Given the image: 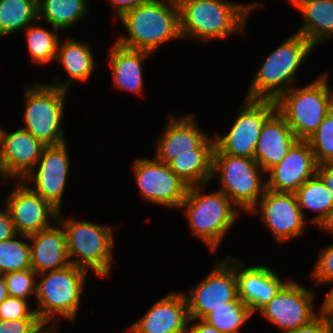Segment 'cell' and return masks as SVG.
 Returning a JSON list of instances; mask_svg holds the SVG:
<instances>
[{"label": "cell", "mask_w": 333, "mask_h": 333, "mask_svg": "<svg viewBox=\"0 0 333 333\" xmlns=\"http://www.w3.org/2000/svg\"><path fill=\"white\" fill-rule=\"evenodd\" d=\"M260 4L234 3L229 0H193L180 12L182 38L210 41L225 39L233 33H242L252 11Z\"/></svg>", "instance_id": "obj_1"}, {"label": "cell", "mask_w": 333, "mask_h": 333, "mask_svg": "<svg viewBox=\"0 0 333 333\" xmlns=\"http://www.w3.org/2000/svg\"><path fill=\"white\" fill-rule=\"evenodd\" d=\"M314 48L303 35L291 34L259 65L245 98L276 101L294 86L300 67Z\"/></svg>", "instance_id": "obj_2"}, {"label": "cell", "mask_w": 333, "mask_h": 333, "mask_svg": "<svg viewBox=\"0 0 333 333\" xmlns=\"http://www.w3.org/2000/svg\"><path fill=\"white\" fill-rule=\"evenodd\" d=\"M117 20L128 36H119L115 42L126 48L153 53L165 42L182 38L179 9L163 0L141 4Z\"/></svg>", "instance_id": "obj_3"}, {"label": "cell", "mask_w": 333, "mask_h": 333, "mask_svg": "<svg viewBox=\"0 0 333 333\" xmlns=\"http://www.w3.org/2000/svg\"><path fill=\"white\" fill-rule=\"evenodd\" d=\"M205 187L206 184L189 187L180 209L187 217L192 234L213 253L237 221L240 210L222 191L204 194Z\"/></svg>", "instance_id": "obj_4"}, {"label": "cell", "mask_w": 333, "mask_h": 333, "mask_svg": "<svg viewBox=\"0 0 333 333\" xmlns=\"http://www.w3.org/2000/svg\"><path fill=\"white\" fill-rule=\"evenodd\" d=\"M89 271L71 264L37 274L35 312L43 323L60 319L74 322Z\"/></svg>", "instance_id": "obj_5"}, {"label": "cell", "mask_w": 333, "mask_h": 333, "mask_svg": "<svg viewBox=\"0 0 333 333\" xmlns=\"http://www.w3.org/2000/svg\"><path fill=\"white\" fill-rule=\"evenodd\" d=\"M327 78L324 73L306 86L294 85L275 101L277 111L298 140L307 141L333 109V90Z\"/></svg>", "instance_id": "obj_6"}, {"label": "cell", "mask_w": 333, "mask_h": 333, "mask_svg": "<svg viewBox=\"0 0 333 333\" xmlns=\"http://www.w3.org/2000/svg\"><path fill=\"white\" fill-rule=\"evenodd\" d=\"M61 212L58 213L57 222L64 230L71 263L86 271L90 269L99 277H109L115 243L113 227L70 218L64 219Z\"/></svg>", "instance_id": "obj_7"}, {"label": "cell", "mask_w": 333, "mask_h": 333, "mask_svg": "<svg viewBox=\"0 0 333 333\" xmlns=\"http://www.w3.org/2000/svg\"><path fill=\"white\" fill-rule=\"evenodd\" d=\"M219 174V191L225 193L240 210L248 213L266 190L265 173L255 159L222 153L216 146L213 151L212 178Z\"/></svg>", "instance_id": "obj_8"}, {"label": "cell", "mask_w": 333, "mask_h": 333, "mask_svg": "<svg viewBox=\"0 0 333 333\" xmlns=\"http://www.w3.org/2000/svg\"><path fill=\"white\" fill-rule=\"evenodd\" d=\"M22 128L45 146L66 141L62 125L67 90L51 84L25 85Z\"/></svg>", "instance_id": "obj_9"}, {"label": "cell", "mask_w": 333, "mask_h": 333, "mask_svg": "<svg viewBox=\"0 0 333 333\" xmlns=\"http://www.w3.org/2000/svg\"><path fill=\"white\" fill-rule=\"evenodd\" d=\"M276 110L274 100L245 98L230 130L214 136L215 146L222 153L254 159L262 127Z\"/></svg>", "instance_id": "obj_10"}, {"label": "cell", "mask_w": 333, "mask_h": 333, "mask_svg": "<svg viewBox=\"0 0 333 333\" xmlns=\"http://www.w3.org/2000/svg\"><path fill=\"white\" fill-rule=\"evenodd\" d=\"M134 178L146 202L167 208H179L189 186L168 166L155 157L137 158L133 163Z\"/></svg>", "instance_id": "obj_11"}, {"label": "cell", "mask_w": 333, "mask_h": 333, "mask_svg": "<svg viewBox=\"0 0 333 333\" xmlns=\"http://www.w3.org/2000/svg\"><path fill=\"white\" fill-rule=\"evenodd\" d=\"M199 283L185 297L190 319H204L214 309L238 298L234 267L226 260H217Z\"/></svg>", "instance_id": "obj_12"}, {"label": "cell", "mask_w": 333, "mask_h": 333, "mask_svg": "<svg viewBox=\"0 0 333 333\" xmlns=\"http://www.w3.org/2000/svg\"><path fill=\"white\" fill-rule=\"evenodd\" d=\"M314 296L313 290L290 279L257 312L284 333L309 324L319 315L314 309Z\"/></svg>", "instance_id": "obj_13"}, {"label": "cell", "mask_w": 333, "mask_h": 333, "mask_svg": "<svg viewBox=\"0 0 333 333\" xmlns=\"http://www.w3.org/2000/svg\"><path fill=\"white\" fill-rule=\"evenodd\" d=\"M67 145L65 141L44 146L35 167L21 180L59 212L71 164Z\"/></svg>", "instance_id": "obj_14"}, {"label": "cell", "mask_w": 333, "mask_h": 333, "mask_svg": "<svg viewBox=\"0 0 333 333\" xmlns=\"http://www.w3.org/2000/svg\"><path fill=\"white\" fill-rule=\"evenodd\" d=\"M257 212L261 214V222L281 244L306 232L307 220L302 215L295 193L266 189L249 213L257 214Z\"/></svg>", "instance_id": "obj_15"}, {"label": "cell", "mask_w": 333, "mask_h": 333, "mask_svg": "<svg viewBox=\"0 0 333 333\" xmlns=\"http://www.w3.org/2000/svg\"><path fill=\"white\" fill-rule=\"evenodd\" d=\"M17 187L5 199L16 232L32 235L51 227L57 221L59 211L23 181H16Z\"/></svg>", "instance_id": "obj_16"}, {"label": "cell", "mask_w": 333, "mask_h": 333, "mask_svg": "<svg viewBox=\"0 0 333 333\" xmlns=\"http://www.w3.org/2000/svg\"><path fill=\"white\" fill-rule=\"evenodd\" d=\"M195 115L184 114L176 118L169 113L166 128L156 143L154 157L158 161L168 164L179 154L194 153L196 148L215 147L214 137L199 127Z\"/></svg>", "instance_id": "obj_17"}, {"label": "cell", "mask_w": 333, "mask_h": 333, "mask_svg": "<svg viewBox=\"0 0 333 333\" xmlns=\"http://www.w3.org/2000/svg\"><path fill=\"white\" fill-rule=\"evenodd\" d=\"M44 146L22 127L12 133L1 129L0 176L21 181L39 161Z\"/></svg>", "instance_id": "obj_18"}, {"label": "cell", "mask_w": 333, "mask_h": 333, "mask_svg": "<svg viewBox=\"0 0 333 333\" xmlns=\"http://www.w3.org/2000/svg\"><path fill=\"white\" fill-rule=\"evenodd\" d=\"M225 259L235 269L238 297L253 313L268 303L290 280L282 281L279 275L267 266L254 265L245 268L241 260L229 255Z\"/></svg>", "instance_id": "obj_19"}, {"label": "cell", "mask_w": 333, "mask_h": 333, "mask_svg": "<svg viewBox=\"0 0 333 333\" xmlns=\"http://www.w3.org/2000/svg\"><path fill=\"white\" fill-rule=\"evenodd\" d=\"M317 163L308 141L298 140L287 155L269 172L266 189L296 193L300 186L316 174Z\"/></svg>", "instance_id": "obj_20"}, {"label": "cell", "mask_w": 333, "mask_h": 333, "mask_svg": "<svg viewBox=\"0 0 333 333\" xmlns=\"http://www.w3.org/2000/svg\"><path fill=\"white\" fill-rule=\"evenodd\" d=\"M184 292H170L154 303L127 330L129 333H184L189 322Z\"/></svg>", "instance_id": "obj_21"}, {"label": "cell", "mask_w": 333, "mask_h": 333, "mask_svg": "<svg viewBox=\"0 0 333 333\" xmlns=\"http://www.w3.org/2000/svg\"><path fill=\"white\" fill-rule=\"evenodd\" d=\"M298 141L285 118L276 110L264 123L254 152V159L262 170L276 166Z\"/></svg>", "instance_id": "obj_22"}, {"label": "cell", "mask_w": 333, "mask_h": 333, "mask_svg": "<svg viewBox=\"0 0 333 333\" xmlns=\"http://www.w3.org/2000/svg\"><path fill=\"white\" fill-rule=\"evenodd\" d=\"M28 239L31 268L36 274L62 269L72 264L64 230L57 221L51 227L29 235Z\"/></svg>", "instance_id": "obj_23"}, {"label": "cell", "mask_w": 333, "mask_h": 333, "mask_svg": "<svg viewBox=\"0 0 333 333\" xmlns=\"http://www.w3.org/2000/svg\"><path fill=\"white\" fill-rule=\"evenodd\" d=\"M150 52L120 46L116 42L109 50V66L112 70L114 86L141 94L143 91V66Z\"/></svg>", "instance_id": "obj_24"}, {"label": "cell", "mask_w": 333, "mask_h": 333, "mask_svg": "<svg viewBox=\"0 0 333 333\" xmlns=\"http://www.w3.org/2000/svg\"><path fill=\"white\" fill-rule=\"evenodd\" d=\"M298 9L303 24L295 32L314 47L333 36V0H287Z\"/></svg>", "instance_id": "obj_25"}, {"label": "cell", "mask_w": 333, "mask_h": 333, "mask_svg": "<svg viewBox=\"0 0 333 333\" xmlns=\"http://www.w3.org/2000/svg\"><path fill=\"white\" fill-rule=\"evenodd\" d=\"M90 48L89 44L73 38L64 39L62 44L59 41L55 61L64 67L70 78L64 83L55 78L51 85L68 91L74 81H89L96 63Z\"/></svg>", "instance_id": "obj_26"}, {"label": "cell", "mask_w": 333, "mask_h": 333, "mask_svg": "<svg viewBox=\"0 0 333 333\" xmlns=\"http://www.w3.org/2000/svg\"><path fill=\"white\" fill-rule=\"evenodd\" d=\"M214 148H196L194 153L179 154L168 163L169 168L189 187L212 180Z\"/></svg>", "instance_id": "obj_27"}, {"label": "cell", "mask_w": 333, "mask_h": 333, "mask_svg": "<svg viewBox=\"0 0 333 333\" xmlns=\"http://www.w3.org/2000/svg\"><path fill=\"white\" fill-rule=\"evenodd\" d=\"M88 0H38V21L65 31L89 14Z\"/></svg>", "instance_id": "obj_28"}, {"label": "cell", "mask_w": 333, "mask_h": 333, "mask_svg": "<svg viewBox=\"0 0 333 333\" xmlns=\"http://www.w3.org/2000/svg\"><path fill=\"white\" fill-rule=\"evenodd\" d=\"M295 194L304 219V209L316 212L310 224L320 227L333 209V191L315 174L304 182Z\"/></svg>", "instance_id": "obj_29"}, {"label": "cell", "mask_w": 333, "mask_h": 333, "mask_svg": "<svg viewBox=\"0 0 333 333\" xmlns=\"http://www.w3.org/2000/svg\"><path fill=\"white\" fill-rule=\"evenodd\" d=\"M38 21V0H0V38Z\"/></svg>", "instance_id": "obj_30"}, {"label": "cell", "mask_w": 333, "mask_h": 333, "mask_svg": "<svg viewBox=\"0 0 333 333\" xmlns=\"http://www.w3.org/2000/svg\"><path fill=\"white\" fill-rule=\"evenodd\" d=\"M33 22L25 29L27 48L29 56L35 64L39 66L51 63L56 59V53L59 44V31L53 27L51 29L44 28L42 25ZM57 33V34H56Z\"/></svg>", "instance_id": "obj_31"}, {"label": "cell", "mask_w": 333, "mask_h": 333, "mask_svg": "<svg viewBox=\"0 0 333 333\" xmlns=\"http://www.w3.org/2000/svg\"><path fill=\"white\" fill-rule=\"evenodd\" d=\"M250 307L238 297L227 304L211 311L203 320L221 333H239L244 323L253 316Z\"/></svg>", "instance_id": "obj_32"}, {"label": "cell", "mask_w": 333, "mask_h": 333, "mask_svg": "<svg viewBox=\"0 0 333 333\" xmlns=\"http://www.w3.org/2000/svg\"><path fill=\"white\" fill-rule=\"evenodd\" d=\"M18 238H21L22 241ZM28 269H31L30 245L28 236L16 234L8 240L1 241L0 271L2 274L4 275L10 272Z\"/></svg>", "instance_id": "obj_33"}, {"label": "cell", "mask_w": 333, "mask_h": 333, "mask_svg": "<svg viewBox=\"0 0 333 333\" xmlns=\"http://www.w3.org/2000/svg\"><path fill=\"white\" fill-rule=\"evenodd\" d=\"M307 141L317 165L333 163V109L324 117L316 132Z\"/></svg>", "instance_id": "obj_34"}, {"label": "cell", "mask_w": 333, "mask_h": 333, "mask_svg": "<svg viewBox=\"0 0 333 333\" xmlns=\"http://www.w3.org/2000/svg\"><path fill=\"white\" fill-rule=\"evenodd\" d=\"M9 296L29 300L36 297L37 274L31 268L28 270L10 272L3 275Z\"/></svg>", "instance_id": "obj_35"}, {"label": "cell", "mask_w": 333, "mask_h": 333, "mask_svg": "<svg viewBox=\"0 0 333 333\" xmlns=\"http://www.w3.org/2000/svg\"><path fill=\"white\" fill-rule=\"evenodd\" d=\"M26 299L8 296L0 303V319L9 321L21 318H39L35 310L29 308Z\"/></svg>", "instance_id": "obj_36"}, {"label": "cell", "mask_w": 333, "mask_h": 333, "mask_svg": "<svg viewBox=\"0 0 333 333\" xmlns=\"http://www.w3.org/2000/svg\"><path fill=\"white\" fill-rule=\"evenodd\" d=\"M310 277L314 278L315 285L333 283V244L320 251Z\"/></svg>", "instance_id": "obj_37"}, {"label": "cell", "mask_w": 333, "mask_h": 333, "mask_svg": "<svg viewBox=\"0 0 333 333\" xmlns=\"http://www.w3.org/2000/svg\"><path fill=\"white\" fill-rule=\"evenodd\" d=\"M42 324L40 318H21L9 321L0 319V333H33Z\"/></svg>", "instance_id": "obj_38"}, {"label": "cell", "mask_w": 333, "mask_h": 333, "mask_svg": "<svg viewBox=\"0 0 333 333\" xmlns=\"http://www.w3.org/2000/svg\"><path fill=\"white\" fill-rule=\"evenodd\" d=\"M284 333H333V323L319 314L309 324Z\"/></svg>", "instance_id": "obj_39"}, {"label": "cell", "mask_w": 333, "mask_h": 333, "mask_svg": "<svg viewBox=\"0 0 333 333\" xmlns=\"http://www.w3.org/2000/svg\"><path fill=\"white\" fill-rule=\"evenodd\" d=\"M16 232L11 214L7 208L2 210L0 208V242L12 238Z\"/></svg>", "instance_id": "obj_40"}, {"label": "cell", "mask_w": 333, "mask_h": 333, "mask_svg": "<svg viewBox=\"0 0 333 333\" xmlns=\"http://www.w3.org/2000/svg\"><path fill=\"white\" fill-rule=\"evenodd\" d=\"M114 9V18H120L124 13L134 9L135 7L150 2L152 0H107Z\"/></svg>", "instance_id": "obj_41"}, {"label": "cell", "mask_w": 333, "mask_h": 333, "mask_svg": "<svg viewBox=\"0 0 333 333\" xmlns=\"http://www.w3.org/2000/svg\"><path fill=\"white\" fill-rule=\"evenodd\" d=\"M316 175L322 180L327 188L333 191V163L317 165Z\"/></svg>", "instance_id": "obj_42"}, {"label": "cell", "mask_w": 333, "mask_h": 333, "mask_svg": "<svg viewBox=\"0 0 333 333\" xmlns=\"http://www.w3.org/2000/svg\"><path fill=\"white\" fill-rule=\"evenodd\" d=\"M196 321H197L196 319H189V322L187 324V327H186V330L184 333H221L220 331H218L212 325L208 324L203 319H200V321H198L199 323L198 322L195 323Z\"/></svg>", "instance_id": "obj_43"}, {"label": "cell", "mask_w": 333, "mask_h": 333, "mask_svg": "<svg viewBox=\"0 0 333 333\" xmlns=\"http://www.w3.org/2000/svg\"><path fill=\"white\" fill-rule=\"evenodd\" d=\"M318 313L333 323V284L328 291L322 305L320 306Z\"/></svg>", "instance_id": "obj_44"}, {"label": "cell", "mask_w": 333, "mask_h": 333, "mask_svg": "<svg viewBox=\"0 0 333 333\" xmlns=\"http://www.w3.org/2000/svg\"><path fill=\"white\" fill-rule=\"evenodd\" d=\"M320 228L324 229V231H328L330 235L333 234V209L331 210L327 219L322 223Z\"/></svg>", "instance_id": "obj_45"}, {"label": "cell", "mask_w": 333, "mask_h": 333, "mask_svg": "<svg viewBox=\"0 0 333 333\" xmlns=\"http://www.w3.org/2000/svg\"><path fill=\"white\" fill-rule=\"evenodd\" d=\"M49 326V323H43L38 329H36L33 333H58L59 328L57 325L54 324V326H50V328H45ZM45 328V329H44Z\"/></svg>", "instance_id": "obj_46"}, {"label": "cell", "mask_w": 333, "mask_h": 333, "mask_svg": "<svg viewBox=\"0 0 333 333\" xmlns=\"http://www.w3.org/2000/svg\"><path fill=\"white\" fill-rule=\"evenodd\" d=\"M8 291L6 288V281L4 276H0V303L8 297Z\"/></svg>", "instance_id": "obj_47"}, {"label": "cell", "mask_w": 333, "mask_h": 333, "mask_svg": "<svg viewBox=\"0 0 333 333\" xmlns=\"http://www.w3.org/2000/svg\"><path fill=\"white\" fill-rule=\"evenodd\" d=\"M164 2H167L172 7H175L177 9H181L185 4L193 1V0H163Z\"/></svg>", "instance_id": "obj_48"}]
</instances>
